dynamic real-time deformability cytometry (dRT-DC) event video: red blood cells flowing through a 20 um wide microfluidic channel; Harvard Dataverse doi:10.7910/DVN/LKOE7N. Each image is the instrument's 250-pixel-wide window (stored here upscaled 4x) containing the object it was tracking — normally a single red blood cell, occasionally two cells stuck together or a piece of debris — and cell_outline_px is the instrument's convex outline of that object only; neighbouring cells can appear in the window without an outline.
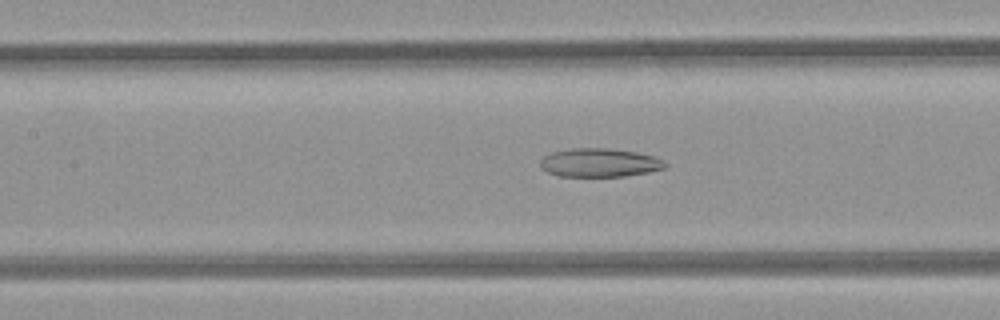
{"species": "common noctule bat (a hibernating species)", "species_latin": "Nyctalus noctula", "temperature_condition": "room temperature", "stored_images_in_passage": 38, "camera_frame_rate_fps": 3000, "um_per_image_px": 0.085, "animal": {"sex": "female", "body_mass_g": 21.9}, "frame": {"image": 1, "passage_image": 10, "time_ms": 3.0, "image_size_px": [1000, 320], "cell_outline_px": [[668, 164], [664, 168], [648, 172], [624, 176], [556, 176], [540, 168], [540, 160], [544, 156], [552, 152], [572, 148], [608, 148], [636, 152], [652, 156], [664, 160]], "centroid_in_image_um": [50.93, 13.83], "position_along_channel_um": 156.5, "area_um2": 20.81}}
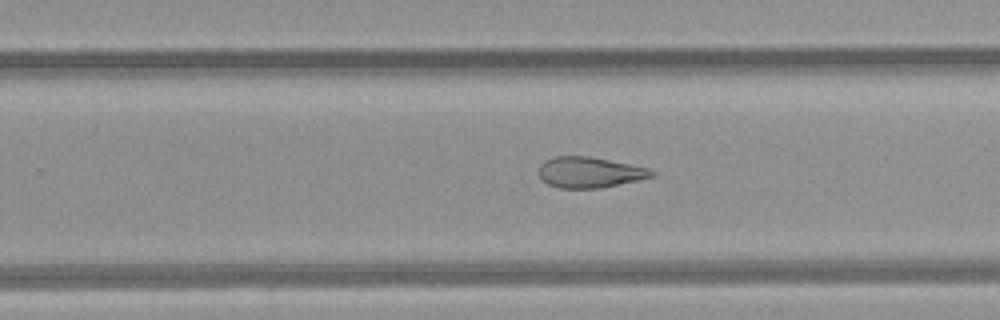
{"frame": {"image": 2, "passage_image": 19, "time_ms": 6.0, "image_size_px": [1000, 320], "cell_outline_px": [[656, 172], [652, 176], [636, 180], [600, 188], [560, 188], [548, 184], [540, 180], [540, 164], [544, 160], [556, 156], [588, 156], [648, 168]], "centroid_in_image_um": [50.06, 14.65], "position_along_channel_um": 279.7, "area_um2": 19.94}}
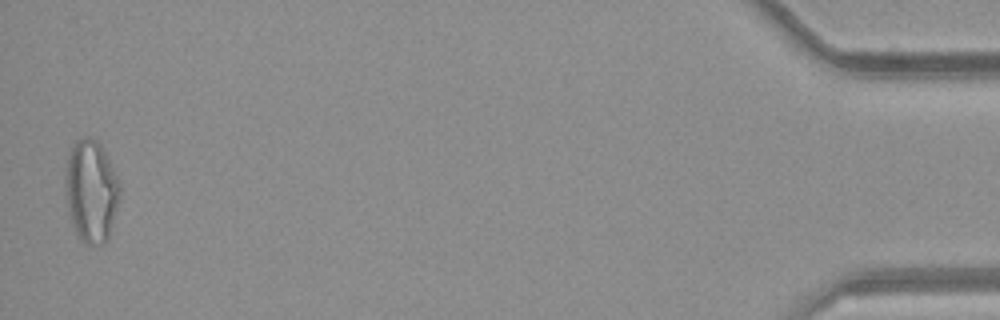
{"frame": {"image": 3, "passage_image": 37, "time_ms": 12.0, "image_size_px": [1000, 320], "cell_outline_px": [[120, 196], [108, 240], [104, 244], [88, 244], [80, 240], [76, 232], [72, 220], [68, 204], [64, 184], [64, 180], [68, 156], [76, 140], [84, 136], [88, 136], [96, 140], [100, 144], [120, 184]], "centroid_in_image_um": [7.75, 16.24], "position_along_channel_um": 427.4, "area_um2": 32.08}, "authors_computed_cell_mechanics": {"area_um2": 23.3223, "velocity_mm_per_s": 4.1271, "shape_relaxation_time_tau1_ms": null, "shape_relaxation_time_tau2_ms": 5.689, "deformation_change_tau1": null, "deformation_change_tau2": 0.157}}